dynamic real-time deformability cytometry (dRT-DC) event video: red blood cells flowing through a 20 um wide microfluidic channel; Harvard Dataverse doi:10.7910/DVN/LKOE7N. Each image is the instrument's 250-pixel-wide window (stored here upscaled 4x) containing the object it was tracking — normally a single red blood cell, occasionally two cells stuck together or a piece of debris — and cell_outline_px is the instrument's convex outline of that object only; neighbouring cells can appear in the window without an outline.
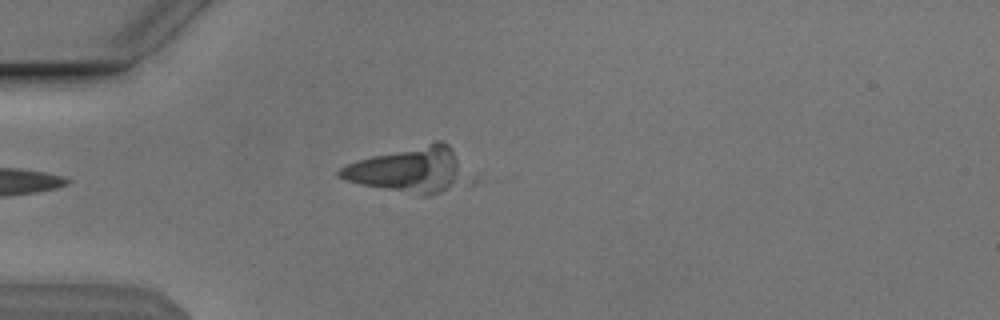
{"species": "Egyptian fruit bat (a non-hibernating species)", "species_latin": "Rousettus aegyptiacus", "temperature_condition": "cold", "stored_images_in_passage": 5, "camera_frame_rate_fps": 3000, "um_per_image_px": 0.085, "animal": {"sex": "male"}, "frame": {"image": 1, "passage_image": 1, "time_ms": 0.0, "image_size_px": [1000, 320], "cell_outline_px": [[456, 180], [440, 192], [428, 196], [424, 196], [360, 184], [344, 180], [336, 176], [336, 172], [340, 168], [356, 160], [436, 140], [440, 140], [448, 144], [452, 148], [456, 160]], "centroid_in_image_um": [34.53, 14.4], "position_along_channel_um": 50.5, "area_um2": 31.67}}